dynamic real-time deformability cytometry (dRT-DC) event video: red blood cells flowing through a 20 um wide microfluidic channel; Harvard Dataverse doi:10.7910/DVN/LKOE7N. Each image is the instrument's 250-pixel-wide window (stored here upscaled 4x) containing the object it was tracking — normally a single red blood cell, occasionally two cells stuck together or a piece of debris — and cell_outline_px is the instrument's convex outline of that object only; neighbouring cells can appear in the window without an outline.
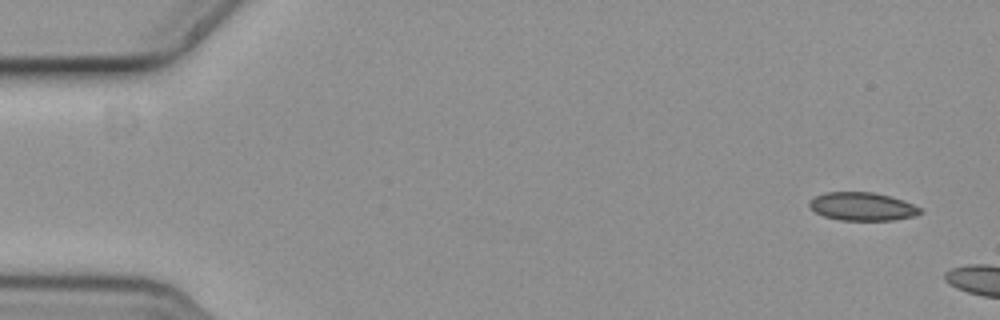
{"species": "common noctule bat (a hibernating species)", "species_latin": "Nyctalus noctula", "temperature_condition": "cold", "stored_images_in_passage": 3, "camera_frame_rate_fps": 3000, "um_per_image_px": 0.085, "animal": {"sex": "female", "body_mass_g": 19.3, "forearm_length_mm": 54.1}, "frame": {"image": 1, "passage_image": 1, "time_ms": 0.0, "image_size_px": [1000, 320], "cell_outline_px": [[924, 212], [912, 216], [896, 220], [840, 220], [824, 216], [816, 212], [808, 204], [816, 196], [824, 192], [872, 192], [904, 200], [920, 208]], "centroid_in_image_um": [73.31, 17.55], "position_along_channel_um": 11.7, "area_um2": 18.03}}